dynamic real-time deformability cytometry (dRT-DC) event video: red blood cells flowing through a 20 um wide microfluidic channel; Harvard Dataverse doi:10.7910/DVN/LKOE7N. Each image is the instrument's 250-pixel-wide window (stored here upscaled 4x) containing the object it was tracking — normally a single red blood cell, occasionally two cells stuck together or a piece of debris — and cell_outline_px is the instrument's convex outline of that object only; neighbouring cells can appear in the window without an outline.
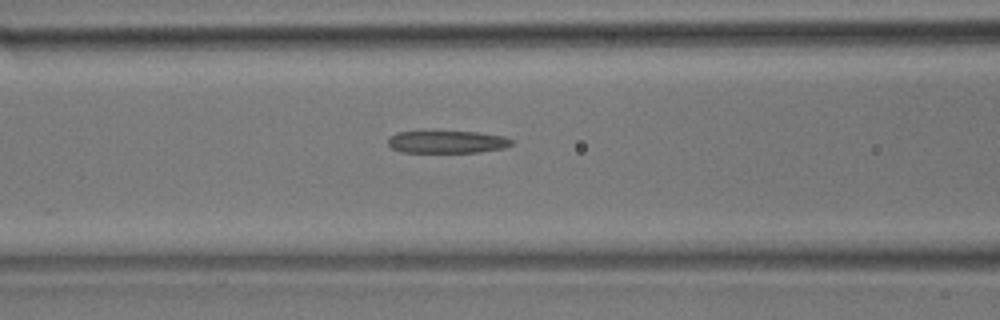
{"species": "common noctule bat (a hibernating species)", "species_latin": "Nyctalus noctula", "temperature_condition": "room temperature", "stored_images_in_passage": 28, "camera_frame_rate_fps": 3000, "um_per_image_px": 0.085, "animal": {"sex": "male", "body_mass_g": 17.9}, "frame": {"image": 1, "passage_image": 8, "time_ms": 2.333, "image_size_px": [1000, 320], "cell_outline_px": [[512, 144], [504, 148], [480, 152], [400, 152], [392, 148], [388, 144], [388, 136], [396, 132], [480, 132], [504, 136], [512, 140]], "centroid_in_image_um": [37.99, 12.06], "position_along_channel_um": 128.6, "area_um2": 16.13}}
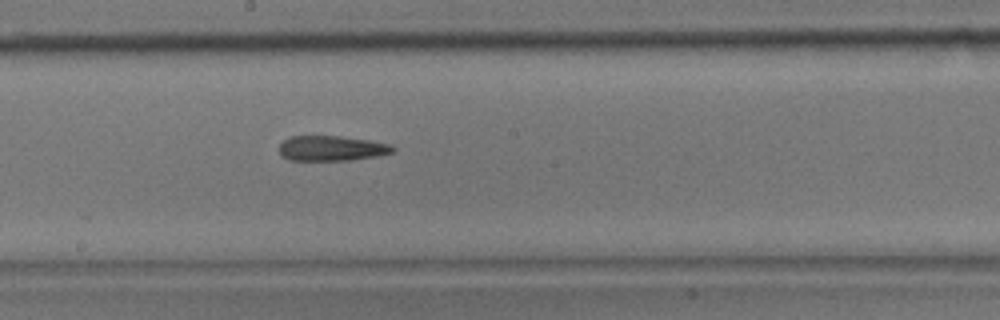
{"frame": {"image": 2, "passage_image": 14, "time_ms": 4.333, "image_size_px": [1000, 320], "cell_outline_px": [[396, 148], [392, 152], [376, 156], [348, 160], [288, 160], [280, 156], [280, 144], [284, 140], [292, 136], [340, 136], [368, 140], [388, 144]], "centroid_in_image_um": [28.14, 12.61], "position_along_channel_um": 220.1, "area_um2": 16.47}}
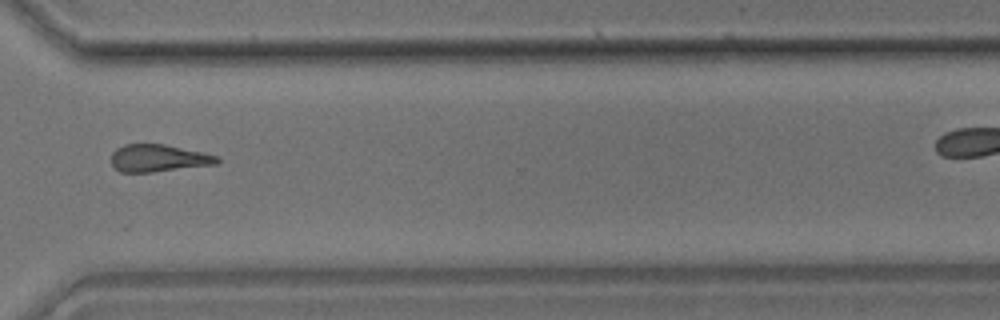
{"frame": {"image": 3, "passage_image": 23, "time_ms": 7.333, "image_size_px": [1000, 320], "cell_outline_px": [[220, 164], [152, 172], [120, 172], [112, 164], [112, 152], [116, 148], [124, 144], [164, 144], [204, 152], [220, 156]], "centroid_in_image_um": [13.52, 13.44], "position_along_channel_um": 357.1, "area_um2": 17.05}}